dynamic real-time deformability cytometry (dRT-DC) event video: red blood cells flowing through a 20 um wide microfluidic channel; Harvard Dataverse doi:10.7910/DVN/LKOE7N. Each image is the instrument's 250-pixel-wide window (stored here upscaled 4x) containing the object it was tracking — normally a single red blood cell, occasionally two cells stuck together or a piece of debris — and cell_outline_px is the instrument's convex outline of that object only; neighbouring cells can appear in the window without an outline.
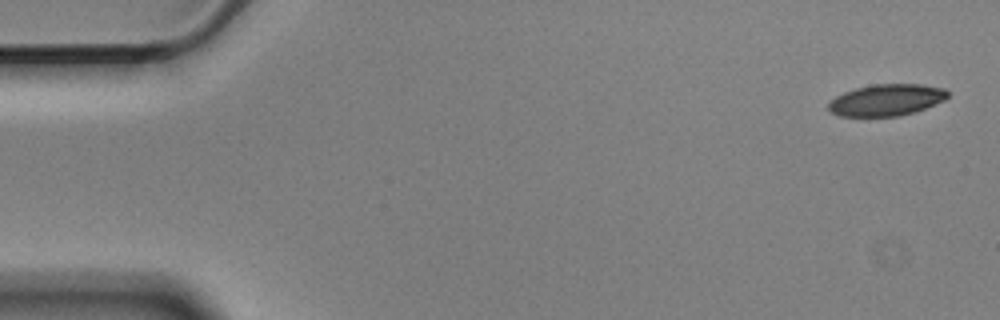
{"species": "Egyptian fruit bat (a non-hibernating species)", "species_latin": "Rousettus aegyptiacus", "temperature_condition": "cold", "stored_images_in_passage": 5, "camera_frame_rate_fps": 3000, "um_per_image_px": 0.085, "animal": {"sex": "male"}, "frame": {"image": 1, "passage_image": 1, "time_ms": 0.0, "image_size_px": [1000, 320], "cell_outline_px": [[948, 96], [944, 100], [916, 112], [900, 116], [840, 116], [832, 112], [828, 108], [828, 104], [836, 96], [844, 92], [856, 88], [872, 84], [920, 84], [944, 88], [948, 92]], "centroid_in_image_um": [75.36, 8.5], "position_along_channel_um": 9.6, "area_um2": 21.91}}
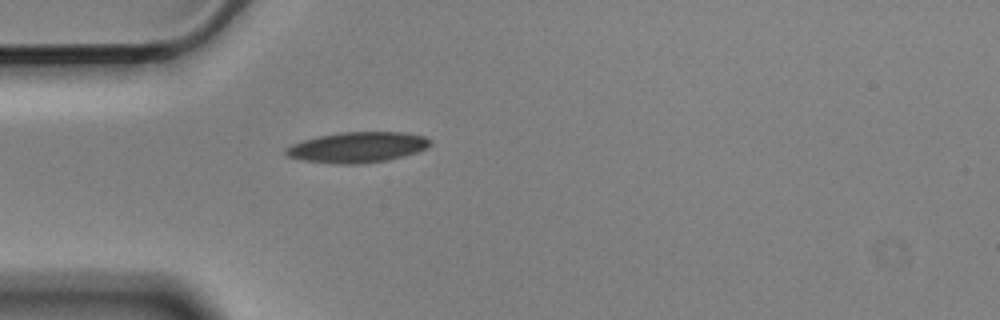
{"frame": {"image": 2, "passage_image": 5, "time_ms": 1.333, "image_size_px": [1000, 320], "cell_outline_px": [[432, 144], [416, 152], [404, 156], [388, 160], [360, 164], [336, 164], [300, 160], [288, 156], [284, 152], [284, 148], [292, 144], [304, 140], [320, 136], [340, 132], [404, 132], [424, 136]], "centroid_in_image_um": [30.35, 12.52], "position_along_channel_um": 54.7, "area_um2": 25.66}}